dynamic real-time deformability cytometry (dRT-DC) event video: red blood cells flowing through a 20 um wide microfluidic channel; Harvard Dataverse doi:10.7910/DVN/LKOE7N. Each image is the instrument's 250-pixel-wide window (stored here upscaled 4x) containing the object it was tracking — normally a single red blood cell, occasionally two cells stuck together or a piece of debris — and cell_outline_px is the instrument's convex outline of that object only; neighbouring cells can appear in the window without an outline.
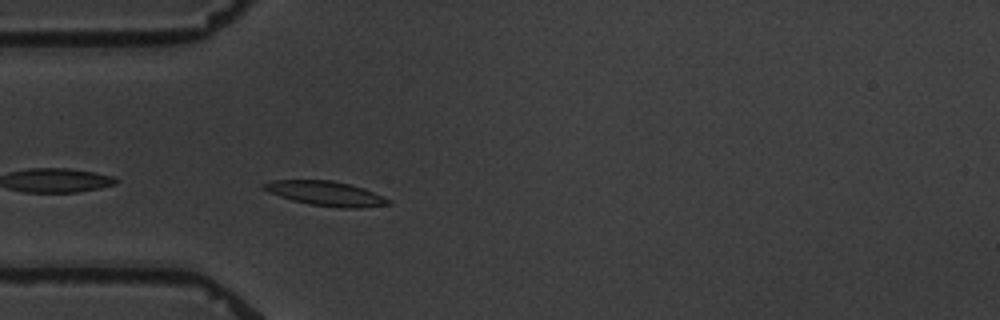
{"species": "common noctule bat (a hibernating species)", "species_latin": "Nyctalus noctula", "temperature_condition": "warm", "stored_images_in_passage": 3, "camera_frame_rate_fps": 3000, "um_per_image_px": 0.085, "animal": {"sex": "male", "body_mass_g": 19.5, "forearm_length_mm": 54.6}, "frame": {"image": 1, "passage_image": 3, "time_ms": 2.0, "image_size_px": [1000, 320], "cell_outline_px": [[392, 204], [360, 208], [344, 208], [308, 204], [292, 200], [268, 192], [260, 184], [272, 180], [332, 180], [364, 188], [392, 200]], "centroid_in_image_um": [27.71, 16.45], "position_along_channel_um": 57.3, "area_um2": 17.86}}